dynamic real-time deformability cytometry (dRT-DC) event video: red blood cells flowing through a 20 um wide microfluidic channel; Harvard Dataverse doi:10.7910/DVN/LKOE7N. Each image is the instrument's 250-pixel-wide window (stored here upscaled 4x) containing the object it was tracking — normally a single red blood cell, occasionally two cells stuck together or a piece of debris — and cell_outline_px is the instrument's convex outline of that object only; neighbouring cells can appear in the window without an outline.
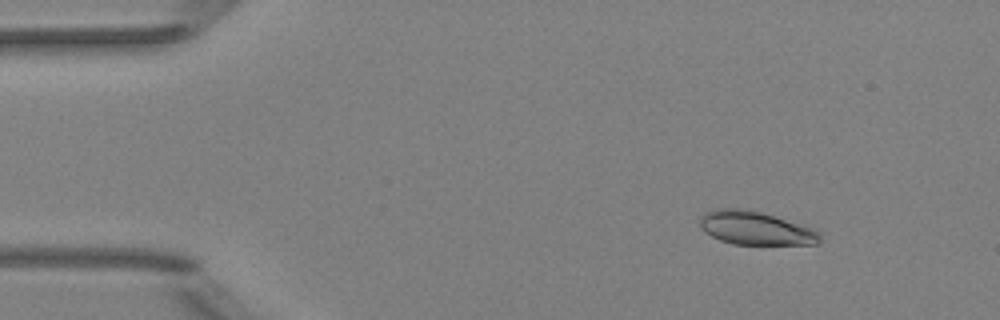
{"species": "Egyptian fruit bat (a non-hibernating species)", "species_latin": "Rousettus aegyptiacus", "temperature_condition": "room temperature", "stored_images_in_passage": 5, "camera_frame_rate_fps": 3000, "um_per_image_px": 0.085, "animal": {"sex": "female"}, "frame": {"image": 1, "passage_image": 2, "time_ms": 1.0, "image_size_px": [1000, 320], "cell_outline_px": [[820, 240], [816, 244], [732, 244], [720, 240], [704, 232], [700, 228], [700, 216], [704, 212], [716, 208], [748, 208], [812, 228], [820, 232]], "centroid_in_image_um": [64.16, 19.38], "position_along_channel_um": 20.8, "area_um2": 23.41}}
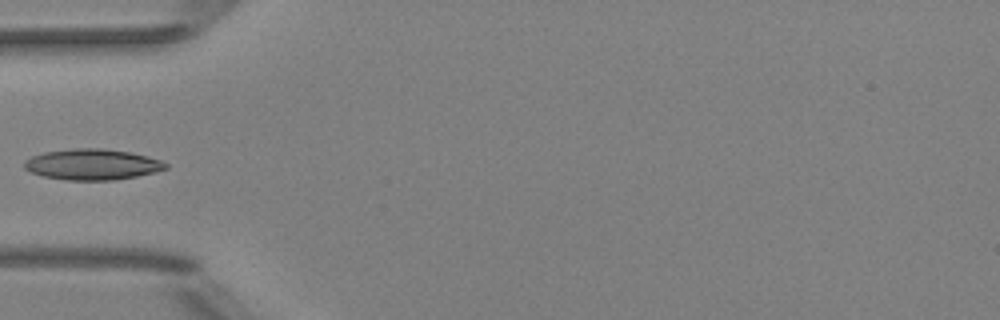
{"frame": {"image": 2, "passage_image": 5, "time_ms": 4.667, "image_size_px": [1000, 320], "cell_outline_px": [[168, 168], [156, 172], [136, 176], [112, 180], [68, 180], [44, 176], [32, 172], [24, 168], [24, 160], [32, 156], [44, 152], [72, 148], [104, 148], [132, 152], [148, 156], [160, 160], [168, 164]], "centroid_in_image_um": [7.87, 13.96], "position_along_channel_um": 77.1, "area_um2": 25.49}}